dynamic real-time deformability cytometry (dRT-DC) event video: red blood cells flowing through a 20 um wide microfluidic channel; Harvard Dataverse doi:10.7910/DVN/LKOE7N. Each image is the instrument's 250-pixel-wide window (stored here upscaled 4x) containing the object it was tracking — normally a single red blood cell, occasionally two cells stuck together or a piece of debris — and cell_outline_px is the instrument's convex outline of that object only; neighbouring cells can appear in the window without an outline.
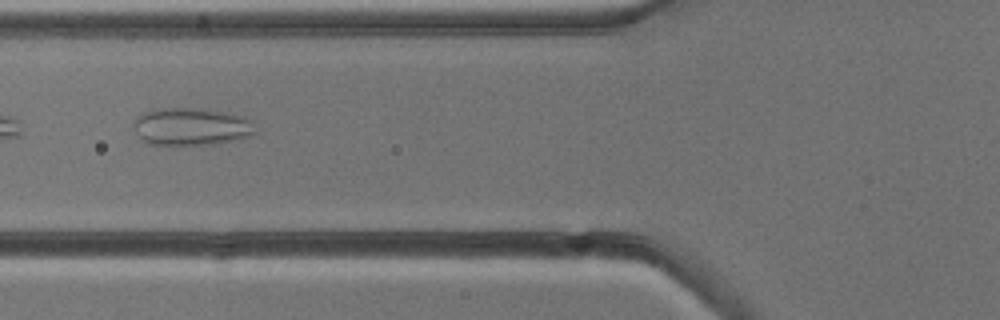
{"species": "common noctule bat (a hibernating species)", "species_latin": "Nyctalus noctula", "temperature_condition": "cold", "stored_images_in_passage": 5, "camera_frame_rate_fps": 3000, "um_per_image_px": 0.085, "animal": {"sex": "male", "body_mass_g": 13.3}, "frame": {"image": 1, "passage_image": 4, "time_ms": 3.333, "image_size_px": [1000, 320], "cell_outline_px": [[256, 132], [248, 136], [216, 144], [148, 144], [132, 128], [136, 120], [144, 112], [152, 108], [204, 108], [244, 116], [252, 120]], "centroid_in_image_um": [16.27, 10.74], "position_along_channel_um": 109.5, "area_um2": 26.53}}